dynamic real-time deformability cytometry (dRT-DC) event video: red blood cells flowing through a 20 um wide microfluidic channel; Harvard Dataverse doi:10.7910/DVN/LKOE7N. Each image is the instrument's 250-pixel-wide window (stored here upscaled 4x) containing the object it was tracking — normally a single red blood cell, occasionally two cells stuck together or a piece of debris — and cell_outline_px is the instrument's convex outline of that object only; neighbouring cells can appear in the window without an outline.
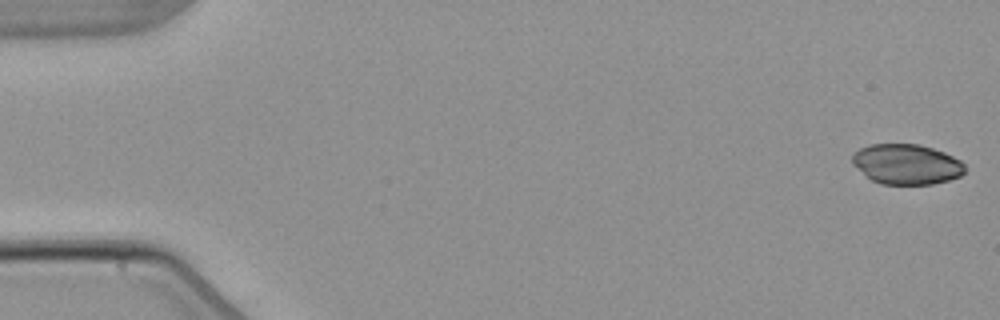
{"species": "common noctule bat (a hibernating species)", "species_latin": "Nyctalus noctula", "temperature_condition": "warm", "stored_images_in_passage": 5, "camera_frame_rate_fps": 3000, "um_per_image_px": 0.085, "animal": {"sex": "male", "body_mass_g": 21.5, "forearm_length_mm": 52.0}, "frame": {"image": 1, "passage_image": 1, "time_ms": 0.0, "image_size_px": [1000, 320], "cell_outline_px": [[964, 172], [960, 176], [948, 180], [932, 184], [880, 184], [872, 180], [852, 164], [852, 156], [860, 148], [868, 144], [920, 144], [944, 152], [960, 160], [964, 164]], "centroid_in_image_um": [77.05, 13.95], "position_along_channel_um": 8.0, "area_um2": 26.3}}